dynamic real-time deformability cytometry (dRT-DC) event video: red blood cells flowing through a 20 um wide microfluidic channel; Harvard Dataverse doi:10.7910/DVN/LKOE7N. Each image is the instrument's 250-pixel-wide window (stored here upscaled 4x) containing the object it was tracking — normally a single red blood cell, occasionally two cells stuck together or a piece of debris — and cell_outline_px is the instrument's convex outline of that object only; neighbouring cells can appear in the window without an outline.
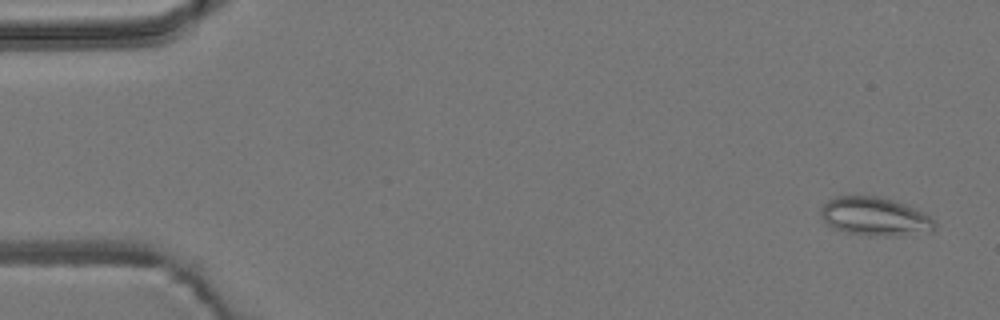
{"species": "common noctule bat (a hibernating species)", "species_latin": "Nyctalus noctula", "temperature_condition": "room temperature", "stored_images_in_passage": 54, "camera_frame_rate_fps": 3000, "um_per_image_px": 0.085, "animal": {"sex": "male", "body_mass_g": 19.2, "forearm_length_mm": 51.8}, "frame": {"image": 1, "passage_image": 3, "time_ms": 0.667, "image_size_px": [1000, 320], "cell_outline_px": [[936, 228], [932, 232], [904, 236], [868, 236], [848, 232], [832, 228], [824, 220], [820, 212], [820, 208], [828, 200], [836, 196], [880, 196], [904, 204], [928, 216], [936, 224]], "centroid_in_image_um": [74.36, 18.43], "position_along_channel_um": 10.6, "area_um2": 25.61}}
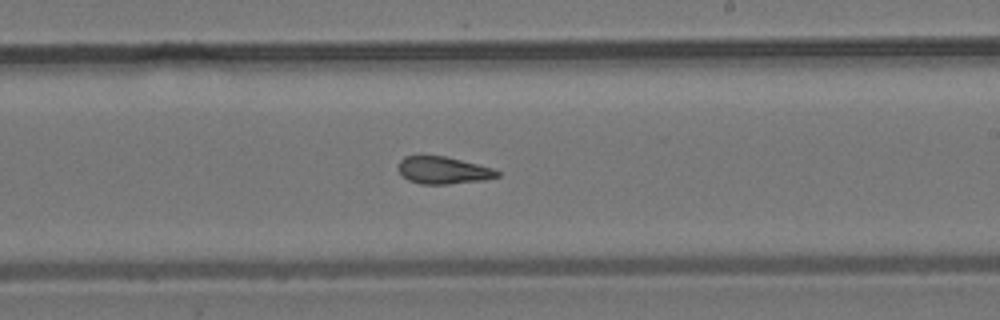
{"frame": {"image": 2, "passage_image": 32, "time_ms": 10.333, "image_size_px": [1000, 320], "cell_outline_px": [[500, 176], [484, 180], [448, 184], [420, 184], [408, 180], [400, 176], [400, 160], [404, 156], [444, 156], [492, 168], [500, 172]], "centroid_in_image_um": [37.66, 14.49], "position_along_channel_um": 251.3, "area_um2": 15.55}}
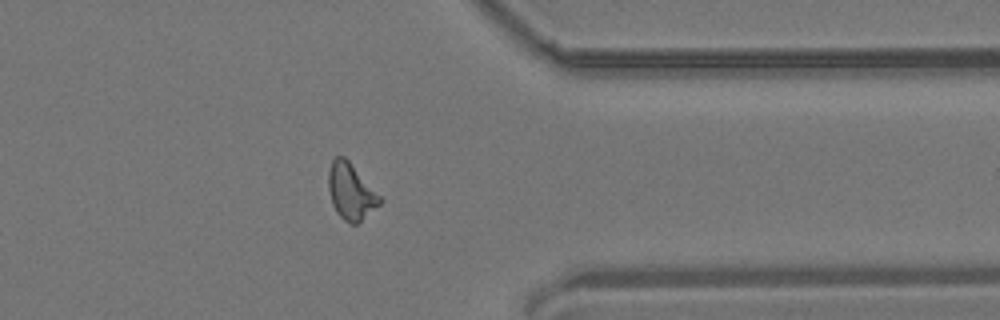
{"frame": {"image": 3, "passage_image": 43, "time_ms": 14.0, "image_size_px": [1000, 320], "cell_outline_px": [[384, 200], [380, 204], [356, 224], [348, 224], [336, 212], [332, 204], [328, 188], [328, 172], [332, 160], [336, 156], [344, 156], [348, 160]], "centroid_in_image_um": [29.81, 16.29], "position_along_channel_um": 381.6, "area_um2": 16.7}, "authors_computed_cell_mechanics": {"area_um2": 16.6464, "velocity_mm_per_s": 3.8461, "shape_relaxation_time_tau1_ms": null, "shape_relaxation_time_tau2_ms": 2.5032, "deformation_change_tau1": null, "deformation_change_tau2": 0.1109}}